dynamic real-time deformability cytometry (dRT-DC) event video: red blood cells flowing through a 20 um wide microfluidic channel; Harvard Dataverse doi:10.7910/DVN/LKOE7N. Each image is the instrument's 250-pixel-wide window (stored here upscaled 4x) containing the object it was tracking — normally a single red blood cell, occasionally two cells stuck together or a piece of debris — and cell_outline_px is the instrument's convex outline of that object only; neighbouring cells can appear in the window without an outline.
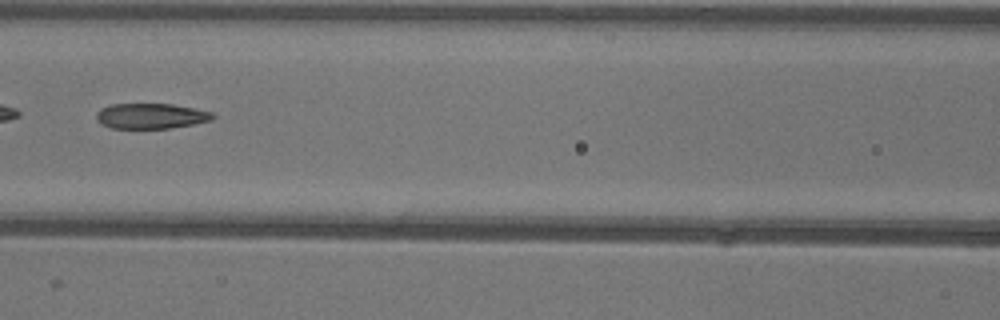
{"species": "common noctule bat (a hibernating species)", "species_latin": "Nyctalus noctula", "temperature_condition": "warm", "stored_images_in_passage": 49, "camera_frame_rate_fps": 3000, "um_per_image_px": 0.085, "animal": {"sex": "female"}, "frame": {"image": 1, "passage_image": 22, "time_ms": 7.0, "image_size_px": [1000, 320], "cell_outline_px": [[216, 116], [212, 120], [192, 124], [168, 128], [112, 128], [104, 124], [96, 116], [96, 112], [100, 108], [108, 104], [172, 104], [196, 108], [212, 112]], "centroid_in_image_um": [12.86, 9.84], "position_along_channel_um": 153.7, "area_um2": 17.11}}
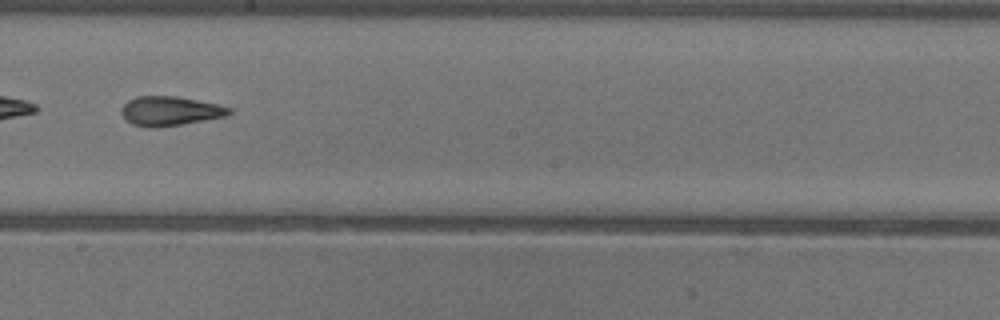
{"frame": {"image": 2, "passage_image": 28, "time_ms": 9.0, "image_size_px": [1000, 320], "cell_outline_px": [[232, 112], [224, 116], [180, 124], [156, 128], [148, 128], [132, 124], [124, 120], [120, 112], [120, 108], [128, 100], [136, 96], [176, 96], [216, 104], [232, 108]], "centroid_in_image_um": [14.36, 9.44], "position_along_channel_um": 233.8, "area_um2": 18.38}, "authors_computed_cell_mechanics": {"area_um2": 19.074, "velocity_mm_per_s": 4.0072, "shape_relaxation_time_tau1_ms": null, "shape_relaxation_time_tau2_ms": 4.0503, "deformation_change_tau1": null, "deformation_change_tau2": 0.1516}}